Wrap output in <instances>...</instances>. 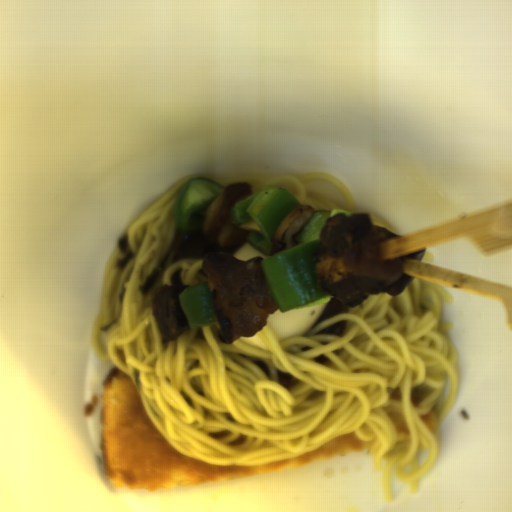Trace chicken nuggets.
I'll return each instance as SVG.
<instances>
[{
  "instance_id": "obj_5",
  "label": "chicken nuggets",
  "mask_w": 512,
  "mask_h": 512,
  "mask_svg": "<svg viewBox=\"0 0 512 512\" xmlns=\"http://www.w3.org/2000/svg\"><path fill=\"white\" fill-rule=\"evenodd\" d=\"M315 212L312 205L304 203L294 208L271 236L270 257L298 246L302 230Z\"/></svg>"
},
{
  "instance_id": "obj_1",
  "label": "chicken nuggets",
  "mask_w": 512,
  "mask_h": 512,
  "mask_svg": "<svg viewBox=\"0 0 512 512\" xmlns=\"http://www.w3.org/2000/svg\"><path fill=\"white\" fill-rule=\"evenodd\" d=\"M395 237L365 213H337L325 219L314 254L319 289L351 307L384 292L399 297L412 281L405 263L422 261L425 249L387 258L386 244Z\"/></svg>"
},
{
  "instance_id": "obj_4",
  "label": "chicken nuggets",
  "mask_w": 512,
  "mask_h": 512,
  "mask_svg": "<svg viewBox=\"0 0 512 512\" xmlns=\"http://www.w3.org/2000/svg\"><path fill=\"white\" fill-rule=\"evenodd\" d=\"M189 285H162L155 288L152 299V315L157 323L162 344L178 340L190 327L185 318L180 293Z\"/></svg>"
},
{
  "instance_id": "obj_2",
  "label": "chicken nuggets",
  "mask_w": 512,
  "mask_h": 512,
  "mask_svg": "<svg viewBox=\"0 0 512 512\" xmlns=\"http://www.w3.org/2000/svg\"><path fill=\"white\" fill-rule=\"evenodd\" d=\"M262 257L243 262L225 251L207 253L203 272L220 337L232 345L253 336L279 308L262 269Z\"/></svg>"
},
{
  "instance_id": "obj_3",
  "label": "chicken nuggets",
  "mask_w": 512,
  "mask_h": 512,
  "mask_svg": "<svg viewBox=\"0 0 512 512\" xmlns=\"http://www.w3.org/2000/svg\"><path fill=\"white\" fill-rule=\"evenodd\" d=\"M252 194L247 182L229 183L207 206L202 219L201 231L205 238L220 248L238 245L251 234L239 227L230 216L233 206Z\"/></svg>"
}]
</instances>
